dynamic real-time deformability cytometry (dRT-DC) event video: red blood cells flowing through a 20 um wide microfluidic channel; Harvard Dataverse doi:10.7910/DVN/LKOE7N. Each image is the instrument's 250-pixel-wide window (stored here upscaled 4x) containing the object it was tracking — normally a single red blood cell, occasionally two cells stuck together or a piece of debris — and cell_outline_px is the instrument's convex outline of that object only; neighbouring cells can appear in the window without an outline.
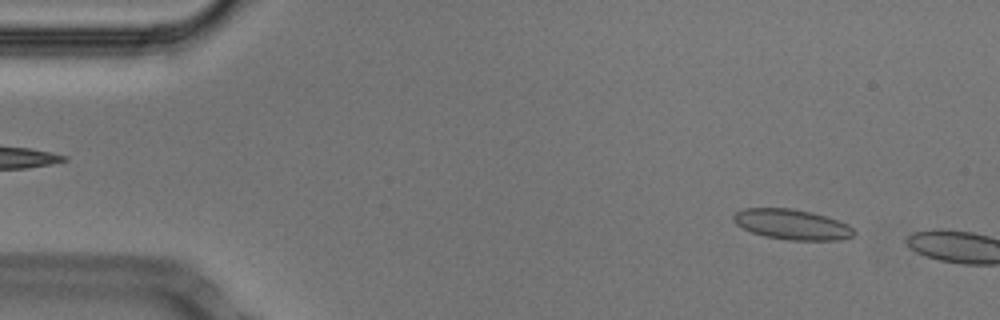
{"species": "Egyptian fruit bat (a non-hibernating species)", "species_latin": "Rousettus aegyptiacus", "temperature_condition": "cold", "stored_images_in_passage": 3, "camera_frame_rate_fps": 3000, "um_per_image_px": 0.085, "animal": {"sex": "male"}, "frame": {"image": 1, "passage_image": 1, "time_ms": 0.0, "image_size_px": [1000, 320], "cell_outline_px": [[856, 232], [852, 236], [840, 240], [788, 240], [764, 236], [752, 232], [736, 224], [732, 220], [732, 216], [736, 212], [744, 208], [792, 208], [812, 212], [848, 224]], "centroid_in_image_um": [67.3, 19.07], "position_along_channel_um": 17.7, "area_um2": 21.21}}